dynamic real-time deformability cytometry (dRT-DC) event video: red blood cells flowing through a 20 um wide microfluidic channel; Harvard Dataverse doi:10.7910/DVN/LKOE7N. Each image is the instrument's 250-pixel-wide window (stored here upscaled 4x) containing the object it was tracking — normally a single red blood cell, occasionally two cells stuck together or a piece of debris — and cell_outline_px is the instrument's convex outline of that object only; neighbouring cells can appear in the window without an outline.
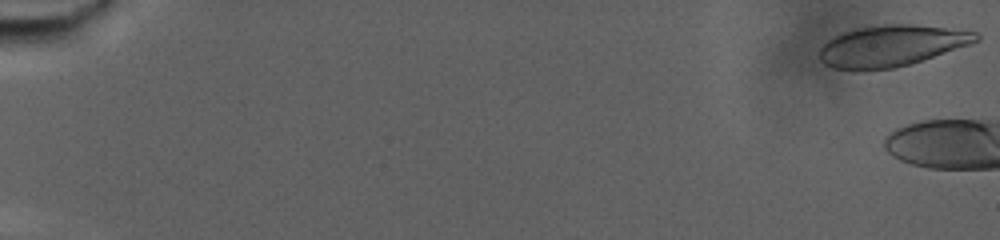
{"species": "human", "species_latin": "Homo sapiens", "temperature_condition": "warm", "stored_images_in_passage": 4, "camera_frame_rate_fps": 3000, "um_per_image_px": 0.085, "donor": {"sex": "male"}, "frame": {"image": 1, "passage_image": 1, "time_ms": 0.0, "image_size_px": [1000, 240], "cell_outline_px": [[980, 40], [972, 44], [908, 64], [892, 68], [864, 72], [856, 72], [832, 68], [824, 64], [820, 60], [820, 48], [828, 40], [844, 32], [860, 28], [884, 24], [916, 24], [976, 32], [980, 36]], "centroid_in_image_um": [75.74, 3.92], "position_along_channel_um": 9.3, "area_um2": 37.74}}